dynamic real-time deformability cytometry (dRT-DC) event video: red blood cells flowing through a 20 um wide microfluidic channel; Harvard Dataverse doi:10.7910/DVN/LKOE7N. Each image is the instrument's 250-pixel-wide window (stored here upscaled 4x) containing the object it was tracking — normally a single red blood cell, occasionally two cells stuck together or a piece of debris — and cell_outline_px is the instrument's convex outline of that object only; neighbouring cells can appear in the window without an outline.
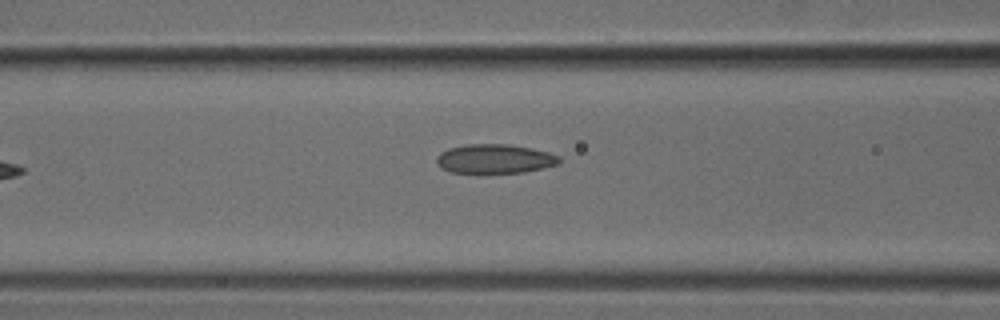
{"species": "common noctule bat (a hibernating species)", "species_latin": "Nyctalus noctula", "temperature_condition": "cold", "stored_images_in_passage": 3, "camera_frame_rate_fps": 3000, "um_per_image_px": 0.085, "animal": {"sex": "male", "body_mass_g": 18.8}, "frame": {"image": 1, "passage_image": 3, "time_ms": 0.667, "image_size_px": [1000, 320], "cell_outline_px": [[560, 164], [544, 168], [524, 172], [448, 172], [440, 168], [436, 164], [436, 156], [440, 152], [448, 148], [464, 144], [508, 144], [532, 148], [548, 152], [560, 156]], "centroid_in_image_um": [42.03, 13.49], "position_along_channel_um": 124.6, "area_um2": 21.04}}